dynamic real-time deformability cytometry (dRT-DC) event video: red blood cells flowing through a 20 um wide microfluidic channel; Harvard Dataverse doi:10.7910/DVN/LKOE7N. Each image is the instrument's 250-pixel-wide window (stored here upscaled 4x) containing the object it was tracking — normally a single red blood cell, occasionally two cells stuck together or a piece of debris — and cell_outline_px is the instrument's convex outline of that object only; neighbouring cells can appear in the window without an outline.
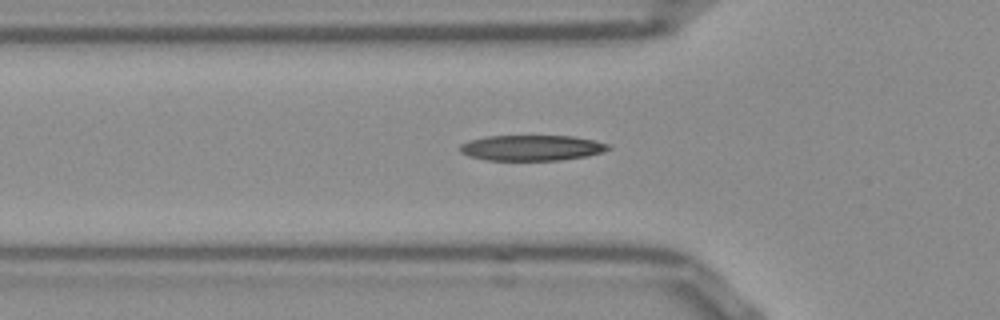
{"species": "Egyptian fruit bat (a non-hibernating species)", "species_latin": "Rousettus aegyptiacus", "temperature_condition": "room temperature", "stored_images_in_passage": 48, "camera_frame_rate_fps": 3000, "um_per_image_px": 0.085, "frame": {"image": 1, "passage_image": 17, "time_ms": 5.333, "image_size_px": [1000, 320], "cell_outline_px": [[612, 148], [588, 156], [560, 160], [488, 160], [468, 156], [460, 152], [456, 148], [460, 144], [468, 140], [484, 136], [572, 136], [592, 140], [608, 144]], "centroid_in_image_um": [45.12, 12.56], "position_along_channel_um": 80.7, "area_um2": 22.2}}
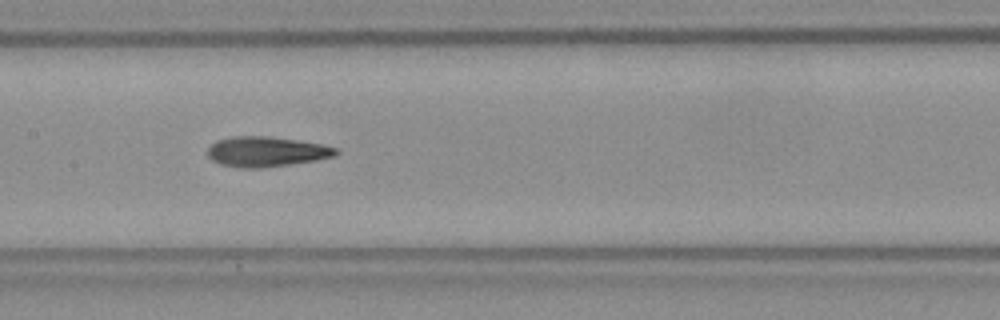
{"frame": {"image": 2, "passage_image": 25, "time_ms": 8.0, "image_size_px": [1000, 320], "cell_outline_px": [[340, 152], [336, 156], [316, 160], [292, 164], [264, 168], [240, 168], [220, 164], [212, 160], [208, 156], [208, 148], [216, 140], [236, 136], [268, 136], [296, 140], [320, 144], [340, 148]], "centroid_in_image_um": [22.67, 12.9], "position_along_channel_um": 184.7, "area_um2": 22.66}}
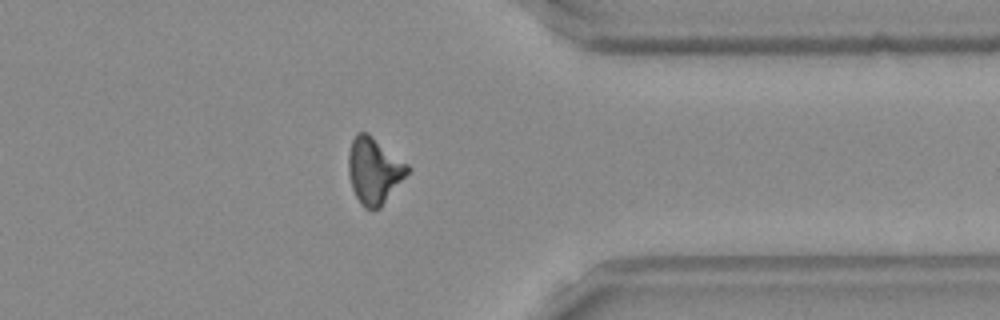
{"frame": {"image": 3, "passage_image": 41, "time_ms": 13.333, "image_size_px": [1000, 320], "cell_outline_px": [[412, 168], [380, 208], [372, 212], [364, 208], [360, 204], [352, 188], [348, 172], [348, 152], [352, 140], [356, 132], [368, 132], [408, 164]], "centroid_in_image_um": [31.79, 14.51], "position_along_channel_um": 379.6, "area_um2": 23.06}, "authors_computed_cell_mechanics": {"area_um2": 21.675, "velocity_mm_per_s": 3.8526, "shape_relaxation_time_tau1_ms": 5.298, "shape_relaxation_time_tau2_ms": 3.0762, "deformation_change_tau1": 0.1803, "deformation_change_tau2": 0.1269}}